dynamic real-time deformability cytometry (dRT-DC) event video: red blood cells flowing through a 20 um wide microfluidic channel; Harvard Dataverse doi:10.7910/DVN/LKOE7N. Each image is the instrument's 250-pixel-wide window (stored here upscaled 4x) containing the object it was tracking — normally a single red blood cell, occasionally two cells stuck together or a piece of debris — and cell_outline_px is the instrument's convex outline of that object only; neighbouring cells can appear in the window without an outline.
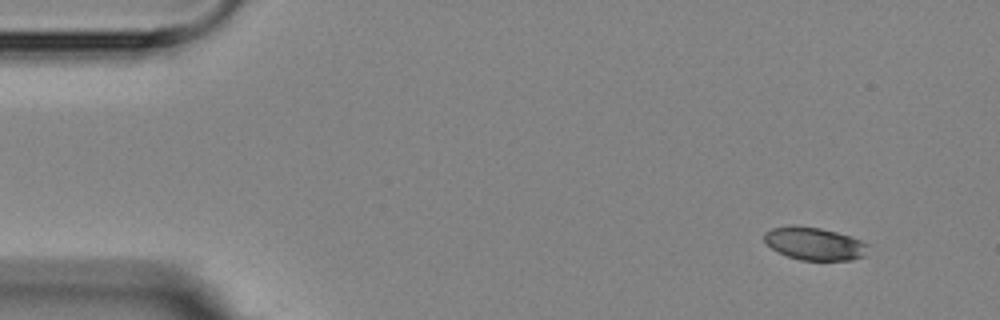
{"species": "Egyptian fruit bat (a non-hibernating species)", "species_latin": "Rousettus aegyptiacus", "temperature_condition": "room temperature", "stored_images_in_passage": 4, "camera_frame_rate_fps": 3000, "um_per_image_px": 0.085, "animal": {"sex": "female"}, "frame": {"image": 1, "passage_image": 1, "time_ms": 0.0, "image_size_px": [1000, 320], "cell_outline_px": [[868, 244], [864, 256], [852, 260], [800, 260], [776, 252], [764, 240], [764, 232], [772, 228], [792, 224], [796, 224], [820, 228], [836, 232], [860, 240]], "centroid_in_image_um": [69.18, 20.7], "position_along_channel_um": 15.8, "area_um2": 19.88}}
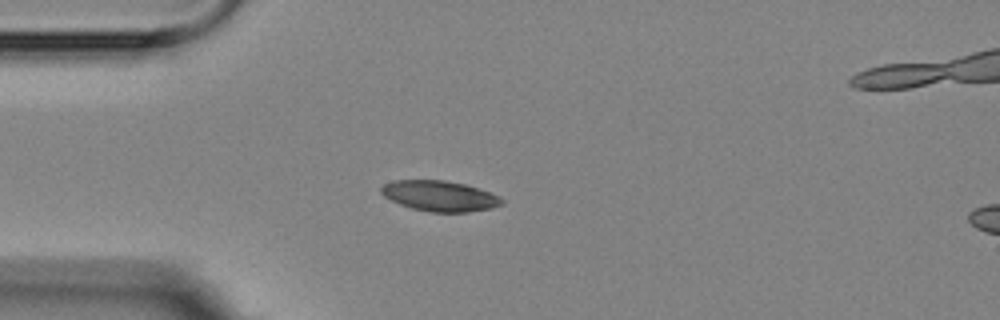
{"frame": {"image": 2, "passage_image": 4, "time_ms": 3.333, "image_size_px": [1000, 320], "cell_outline_px": [[504, 204], [492, 208], [468, 212], [428, 212], [412, 208], [400, 204], [384, 196], [380, 192], [380, 188], [384, 184], [396, 180], [444, 180], [464, 184], [500, 196], [504, 200]], "centroid_in_image_um": [37.38, 16.66], "position_along_channel_um": 47.6, "area_um2": 21.39}}